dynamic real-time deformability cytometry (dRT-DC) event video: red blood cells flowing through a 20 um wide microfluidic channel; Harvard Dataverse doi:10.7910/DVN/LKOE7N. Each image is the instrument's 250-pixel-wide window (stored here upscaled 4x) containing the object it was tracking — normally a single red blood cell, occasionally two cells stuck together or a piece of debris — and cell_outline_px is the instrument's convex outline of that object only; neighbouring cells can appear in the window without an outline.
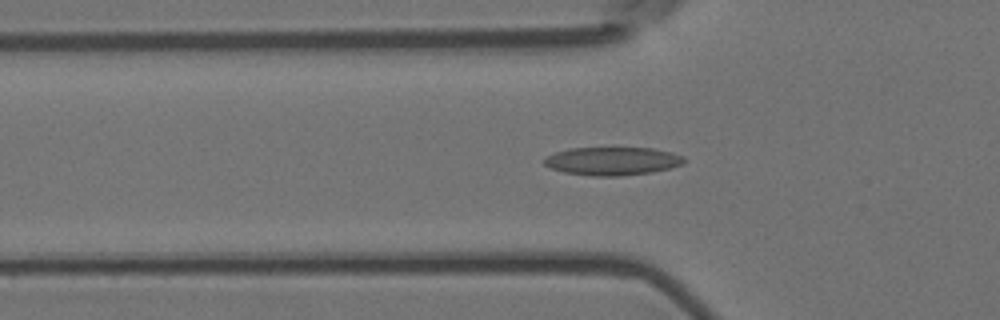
{"species": "Egyptian fruit bat (a non-hibernating species)", "species_latin": "Rousettus aegyptiacus", "temperature_condition": "room temperature", "stored_images_in_passage": 37, "camera_frame_rate_fps": 3000, "um_per_image_px": 0.085, "animal": {"sex": "female"}, "frame": {"image": 1, "passage_image": 15, "time_ms": 4.667, "image_size_px": [1000, 320], "cell_outline_px": [[688, 160], [684, 164], [652, 172], [620, 176], [592, 176], [564, 172], [552, 168], [544, 164], [544, 160], [548, 156], [556, 152], [572, 148], [652, 148], [672, 152], [684, 156]], "centroid_in_image_um": [52.12, 13.69], "position_along_channel_um": 73.7, "area_um2": 22.95}}
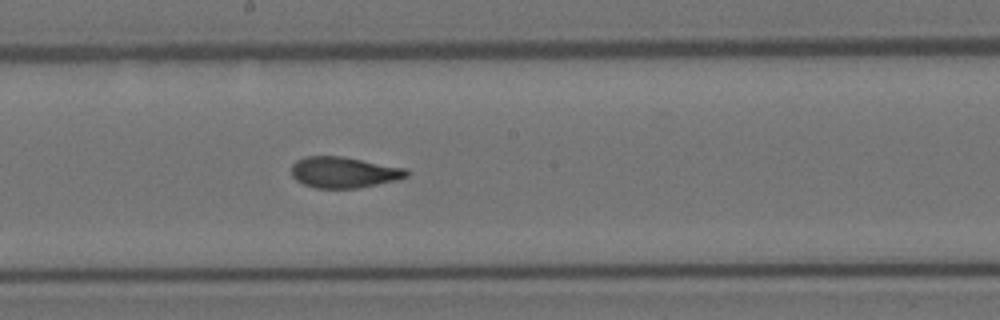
{"frame": {"image": 2, "passage_image": 27, "time_ms": 8.667, "image_size_px": [1000, 320], "cell_outline_px": [[408, 176], [396, 180], [356, 188], [316, 188], [304, 184], [296, 180], [292, 176], [292, 164], [296, 160], [304, 156], [340, 156], [408, 168]], "centroid_in_image_um": [29.21, 14.64], "position_along_channel_um": 219.0, "area_um2": 20.75}}
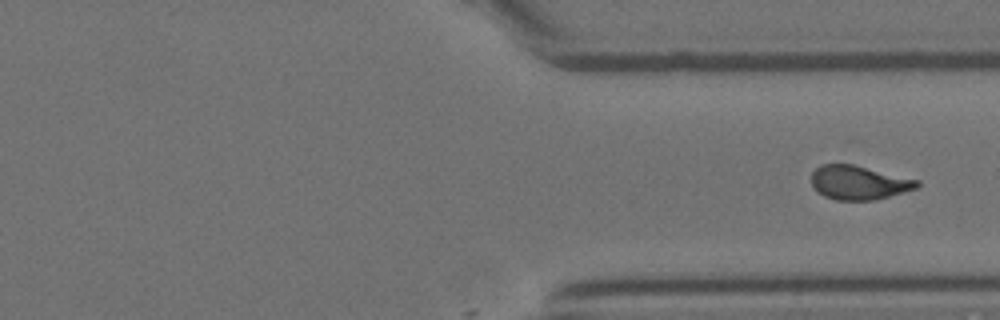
{"frame": {"image": 3, "passage_image": 37, "time_ms": 12.0, "image_size_px": [1000, 320], "cell_outline_px": [[920, 184], [916, 188], [888, 196], [872, 200], [836, 200], [824, 196], [812, 184], [812, 172], [820, 164], [852, 164], [920, 180]], "centroid_in_image_um": [73.0, 15.51], "position_along_channel_um": 338.4, "area_um2": 20.63}}